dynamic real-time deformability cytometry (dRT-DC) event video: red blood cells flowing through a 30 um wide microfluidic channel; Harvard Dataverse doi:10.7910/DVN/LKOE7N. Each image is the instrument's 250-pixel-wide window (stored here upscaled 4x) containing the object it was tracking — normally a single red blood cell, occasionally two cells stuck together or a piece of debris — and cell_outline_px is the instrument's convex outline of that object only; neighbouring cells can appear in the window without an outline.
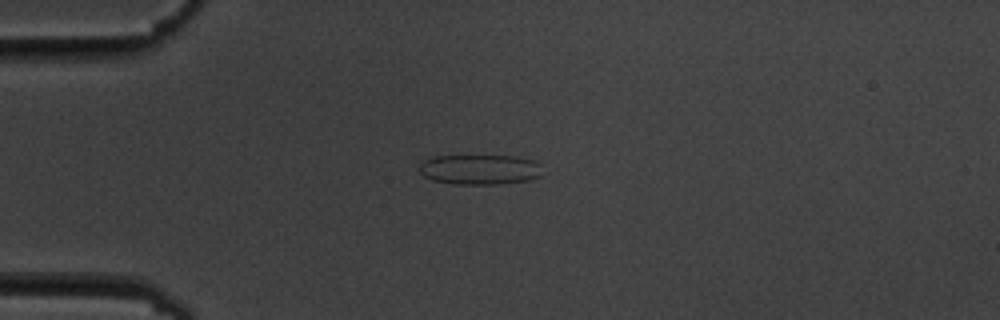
{"species": "common noctule bat (a hibernating species)", "species_latin": "Nyctalus noctula", "temperature_condition": "cold", "stored_images_in_passage": 9, "camera_frame_rate_fps": 3000, "um_per_image_px": 0.085, "animal": {"sex": "male", "body_mass_g": 19.5, "forearm_length_mm": 54.6}, "frame": {"image": 1, "passage_image": 4, "time_ms": 3.333, "image_size_px": [1000, 320], "cell_outline_px": [[544, 176], [532, 180], [496, 184], [456, 184], [432, 180], [424, 176], [420, 172], [420, 164], [424, 160], [436, 156], [516, 156], [536, 160], [540, 164]], "centroid_in_image_um": [40.87, 14.41], "position_along_channel_um": 44.1, "area_um2": 21.85}}
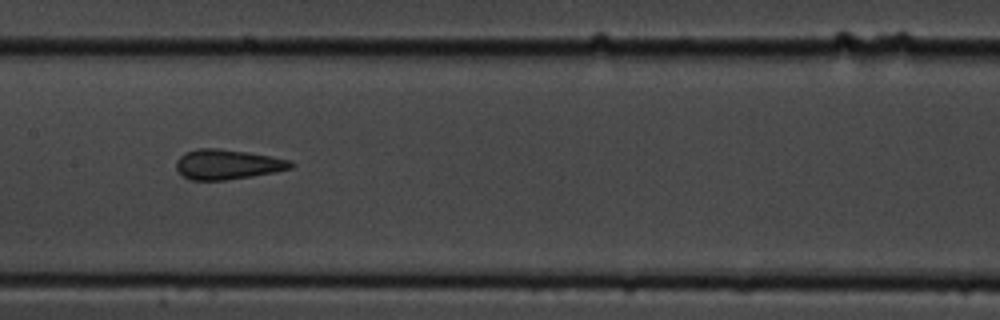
{"frame": {"image": 2, "passage_image": 8, "time_ms": 8.0, "image_size_px": [1000, 320], "cell_outline_px": [[296, 164], [292, 168], [276, 172], [252, 176], [224, 180], [192, 180], [184, 176], [176, 168], [176, 160], [184, 152], [200, 148], [220, 148], [248, 152], [288, 160]], "centroid_in_image_um": [19.33, 13.97], "position_along_channel_um": 188.1, "area_um2": 19.94}}
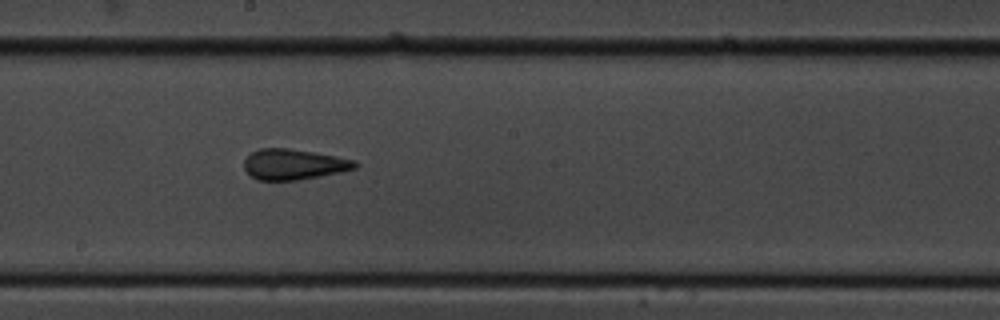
{"frame": {"image": 3, "passage_image": 9, "time_ms": 9.0, "image_size_px": [1000, 320], "cell_outline_px": [[360, 164], [356, 168], [340, 172], [296, 180], [256, 180], [244, 168], [244, 160], [252, 152], [260, 148], [288, 148], [336, 156], [356, 160]], "centroid_in_image_um": [24.98, 13.96], "position_along_channel_um": 223.2, "area_um2": 19.65}}